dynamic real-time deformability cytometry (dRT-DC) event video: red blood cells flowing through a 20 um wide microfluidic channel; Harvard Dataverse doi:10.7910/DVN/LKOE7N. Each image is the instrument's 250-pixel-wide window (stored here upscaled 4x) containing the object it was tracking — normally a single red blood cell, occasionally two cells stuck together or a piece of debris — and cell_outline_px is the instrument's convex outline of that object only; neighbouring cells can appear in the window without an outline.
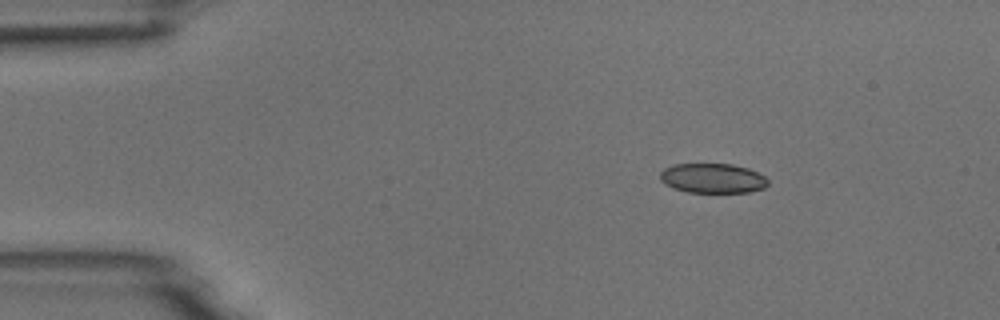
{"species": "common noctule bat (a hibernating species)", "species_latin": "Nyctalus noctula", "temperature_condition": "room temperature", "stored_images_in_passage": 47, "camera_frame_rate_fps": 3000, "um_per_image_px": 0.085, "animal": {"sex": "male", "body_mass_g": 18.8}, "frame": {"image": 1, "passage_image": 1, "time_ms": 0.0, "image_size_px": [1000, 320], "cell_outline_px": [[768, 184], [764, 188], [752, 192], [688, 192], [672, 188], [664, 184], [660, 180], [660, 172], [664, 168], [672, 164], [732, 164], [748, 168], [764, 176], [768, 180]], "centroid_in_image_um": [60.55, 15.15], "position_along_channel_um": 24.4, "area_um2": 18.79}}
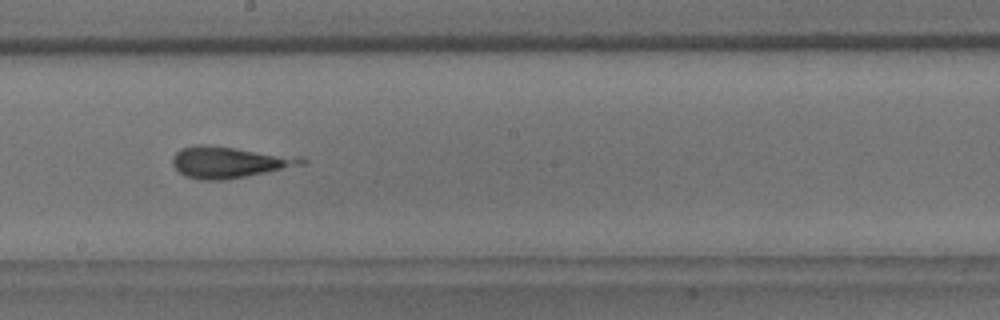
{"frame": {"image": 2, "passage_image": 23, "time_ms": 7.333, "image_size_px": [1000, 320], "cell_outline_px": [[308, 160], [304, 164], [228, 180], [200, 180], [184, 176], [172, 164], [172, 156], [180, 148], [196, 144], [200, 144], [304, 156]], "centroid_in_image_um": [19.49, 13.78], "position_along_channel_um": 228.7, "area_um2": 23.76}}
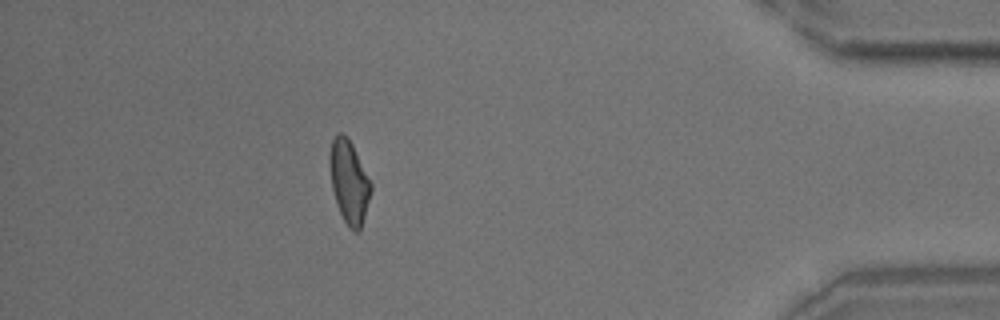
{"frame": {"image": 3, "passage_image": 41, "time_ms": 13.333, "image_size_px": [1000, 320], "cell_outline_px": [[372, 188], [364, 216], [360, 228], [356, 232], [348, 228], [336, 204], [332, 188], [328, 160], [328, 156], [332, 140], [336, 132], [344, 132], [348, 136], [372, 184]], "centroid_in_image_um": [29.64, 15.39], "position_along_channel_um": 405.6, "area_um2": 20.0}}